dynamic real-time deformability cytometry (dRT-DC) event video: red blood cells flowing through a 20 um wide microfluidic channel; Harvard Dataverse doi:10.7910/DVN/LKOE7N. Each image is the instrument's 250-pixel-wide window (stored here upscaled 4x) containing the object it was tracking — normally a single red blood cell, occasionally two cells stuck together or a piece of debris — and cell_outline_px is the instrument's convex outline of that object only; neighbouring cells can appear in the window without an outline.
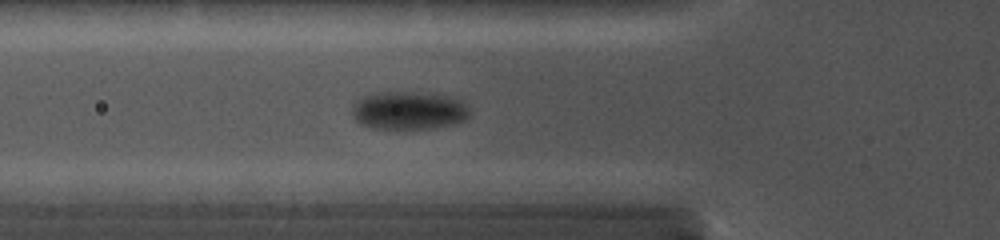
{"species": "common noctule bat (a hibernating species)", "species_latin": "Nyctalus noctula", "temperature_condition": "cold", "stored_images_in_passage": 6, "camera_frame_rate_fps": 5000, "um_per_image_px": 0.085, "animal": {"sex": "female", "body_mass_g": 19.0, "forearm_length_mm": 56.7}, "frame": {"image": 1, "passage_image": 6, "time_ms": 3.8, "image_size_px": [1000, 240], "cell_outline_px": [[468, 116], [464, 120], [456, 124], [436, 128], [408, 132], [372, 128], [360, 124], [356, 120], [356, 104], [364, 96], [388, 92], [404, 92], [444, 96], [460, 104], [468, 112]], "centroid_in_image_um": [34.72, 9.49], "position_along_channel_um": 91.1, "area_um2": 25.55}}